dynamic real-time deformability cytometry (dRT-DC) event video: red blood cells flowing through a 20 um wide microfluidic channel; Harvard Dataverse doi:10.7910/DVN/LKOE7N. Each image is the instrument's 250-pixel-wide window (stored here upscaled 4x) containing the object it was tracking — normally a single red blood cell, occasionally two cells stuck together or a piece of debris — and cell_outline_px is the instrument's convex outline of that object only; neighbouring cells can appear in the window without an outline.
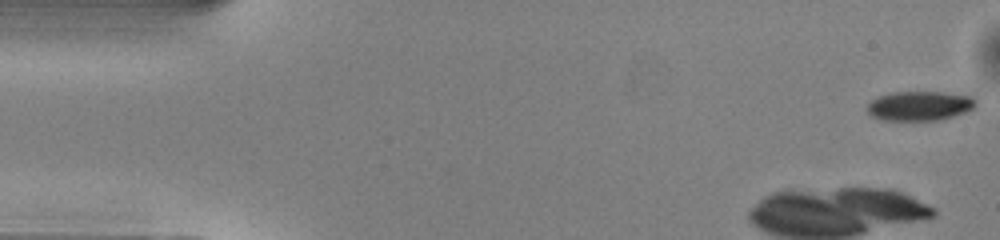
{"species": "common noctule bat (a hibernating species)", "species_latin": "Nyctalus noctula", "temperature_condition": "warm", "stored_images_in_passage": 10, "camera_frame_rate_fps": 3000, "um_per_image_px": 0.085, "animal": {"sex": "male", "body_mass_g": 13.0, "forearm_length_mm": 53.1}, "frame": {"image": 1, "passage_image": 1, "time_ms": 0.0, "image_size_px": [1000, 240], "cell_outline_px": [[976, 104], [972, 108], [964, 112], [952, 116], [936, 120], [884, 120], [872, 116], [868, 112], [868, 104], [872, 100], [880, 96], [896, 92], [940, 92], [972, 96], [976, 100]], "centroid_in_image_um": [78.17, 8.99], "position_along_channel_um": 6.8, "area_um2": 18.26}}